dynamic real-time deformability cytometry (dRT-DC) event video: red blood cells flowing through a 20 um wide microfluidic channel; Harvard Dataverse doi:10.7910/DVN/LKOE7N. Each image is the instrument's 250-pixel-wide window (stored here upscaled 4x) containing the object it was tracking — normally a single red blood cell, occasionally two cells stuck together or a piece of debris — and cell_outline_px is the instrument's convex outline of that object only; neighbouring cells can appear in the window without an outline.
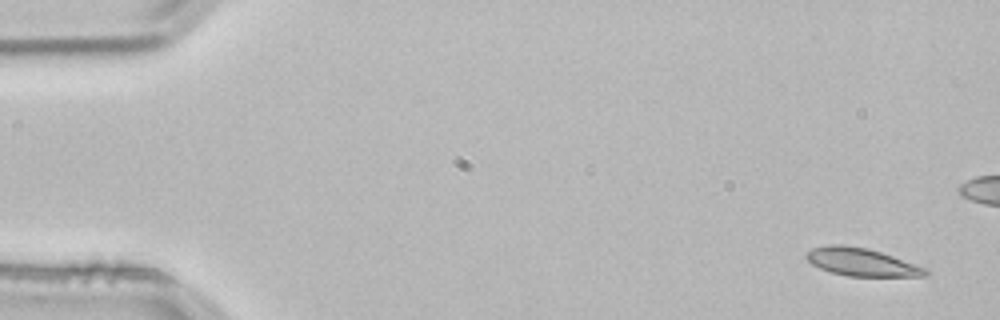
{"species": "common noctule bat (a hibernating species)", "species_latin": "Nyctalus noctula", "temperature_condition": "room temperature", "stored_images_in_passage": 53, "camera_frame_rate_fps": 3000, "um_per_image_px": 0.085, "animal": {"sex": "male", "body_mass_g": 21.5, "forearm_length_mm": 52.0}, "frame": {"image": 1, "passage_image": 1, "time_ms": 0.0, "image_size_px": [1000, 320], "cell_outline_px": [[928, 272], [924, 276], [848, 276], [832, 272], [820, 268], [812, 264], [804, 256], [812, 248], [828, 244], [840, 244], [868, 248], [928, 268]], "centroid_in_image_um": [73.22, 22.27], "position_along_channel_um": 11.8, "area_um2": 19.19}}
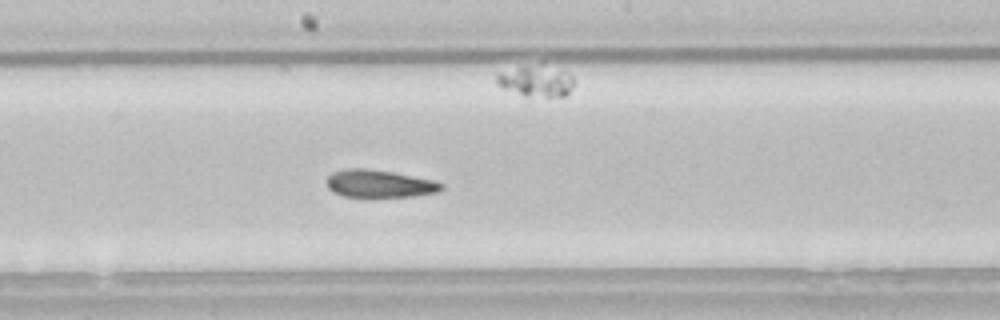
{"frame": {"image": 2, "passage_image": 27, "time_ms": 8.667, "image_size_px": [1000, 320], "cell_outline_px": [[444, 188], [440, 192], [412, 196], [344, 196], [332, 192], [328, 188], [328, 176], [332, 172], [348, 168], [364, 168], [392, 172], [436, 180], [444, 184]], "centroid_in_image_um": [32.29, 15.6], "position_along_channel_um": 215.9, "area_um2": 18.38}}
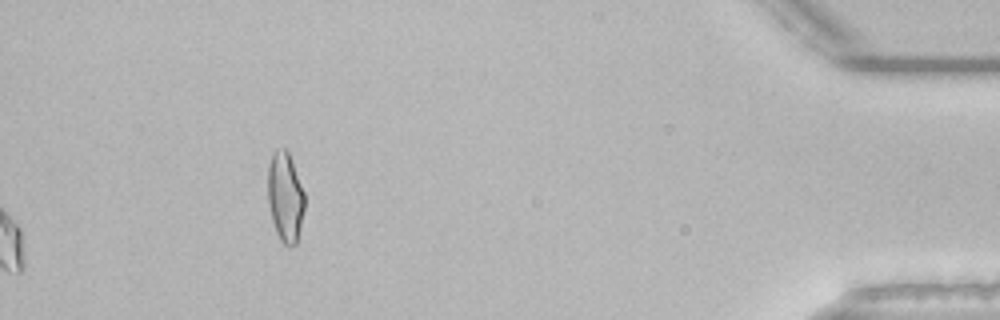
{"frame": {"image": 3, "passage_image": 53, "time_ms": 17.333, "image_size_px": [1000, 320], "cell_outline_px": [[304, 208], [296, 244], [288, 248], [280, 240], [276, 232], [272, 220], [268, 204], [268, 168], [272, 152], [276, 148], [284, 148], [288, 152], [292, 160], [304, 192]], "centroid_in_image_um": [24.23, 16.74], "position_along_channel_um": 411.0, "area_um2": 19.25}, "authors_computed_cell_mechanics": {"area_um2": 19.1318, "velocity_mm_per_s": 3.8096, "shape_relaxation_time_tau1_ms": 6.9553, "shape_relaxation_time_tau2_ms": 2.8532, "deformation_change_tau1": 0.1648, "deformation_change_tau2": 0.0773}}